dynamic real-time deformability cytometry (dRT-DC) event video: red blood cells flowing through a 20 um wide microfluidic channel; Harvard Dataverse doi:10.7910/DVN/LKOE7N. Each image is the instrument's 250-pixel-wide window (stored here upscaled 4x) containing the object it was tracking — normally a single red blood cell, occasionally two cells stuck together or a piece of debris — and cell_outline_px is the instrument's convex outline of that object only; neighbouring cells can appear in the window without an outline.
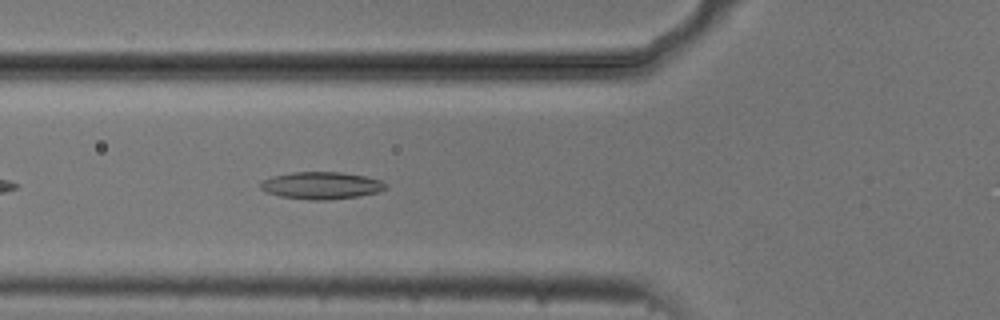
{"species": "common noctule bat (a hibernating species)", "species_latin": "Nyctalus noctula", "temperature_condition": "cold", "stored_images_in_passage": 40, "camera_frame_rate_fps": 3000, "um_per_image_px": 0.085, "animal": {"sex": "male", "body_mass_g": 20.5, "forearm_length_mm": 52.5}, "frame": {"image": 1, "passage_image": 6, "time_ms": 1.667, "image_size_px": [1000, 320], "cell_outline_px": [[388, 188], [380, 192], [360, 196], [328, 200], [308, 200], [280, 196], [268, 192], [260, 188], [260, 180], [272, 176], [292, 172], [340, 172], [364, 176], [380, 180], [388, 184]], "centroid_in_image_um": [27.33, 15.77], "position_along_channel_um": 98.5, "area_um2": 20.06}}
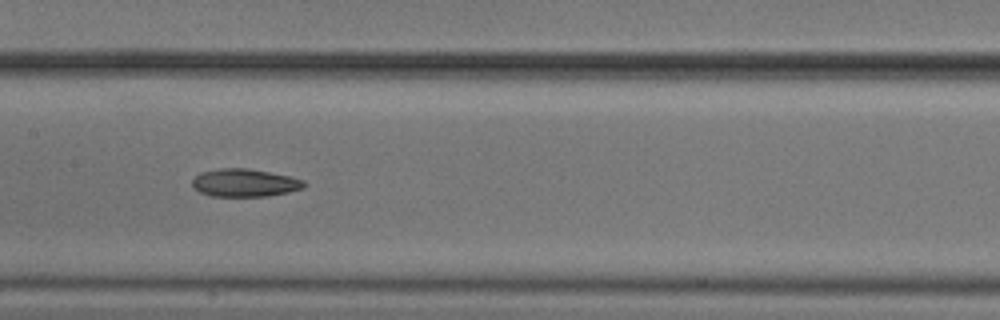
{"frame": {"image": 2, "passage_image": 13, "time_ms": 4.0, "image_size_px": [1000, 320], "cell_outline_px": [[304, 188], [288, 192], [268, 196], [212, 196], [200, 192], [192, 184], [192, 180], [200, 172], [220, 168], [248, 168], [292, 176], [304, 180]], "centroid_in_image_um": [20.82, 15.53], "position_along_channel_um": 186.6, "area_um2": 18.15}}
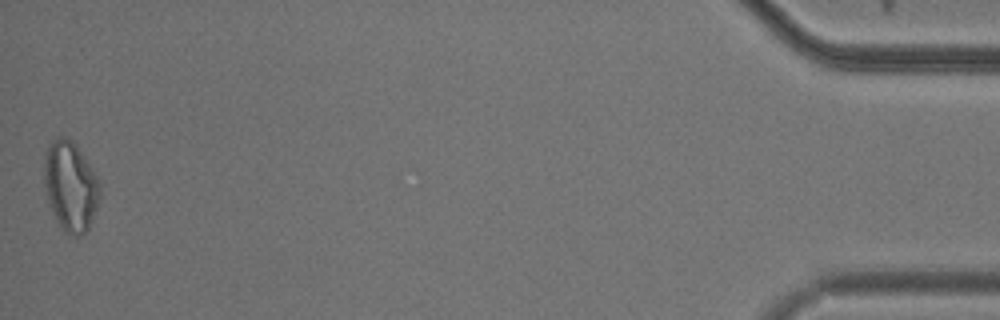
{"frame": {"image": 3, "passage_image": 40, "time_ms": 13.0, "image_size_px": [1000, 320], "cell_outline_px": [[100, 196], [96, 208], [88, 228], [80, 236], [72, 236], [64, 232], [56, 224], [48, 200], [44, 184], [44, 152], [48, 144], [56, 136], [68, 136], [76, 144], [96, 176], [100, 184]], "centroid_in_image_um": [5.95, 15.81], "position_along_channel_um": 429.2, "area_um2": 29.42}, "authors_computed_cell_mechanics": {"area_um2": 19.363, "velocity_mm_per_s": 3.7369, "shape_relaxation_time_tau1_ms": null, "shape_relaxation_time_tau2_ms": 6.8933, "deformation_change_tau1": null, "deformation_change_tau2": 0.1441}}